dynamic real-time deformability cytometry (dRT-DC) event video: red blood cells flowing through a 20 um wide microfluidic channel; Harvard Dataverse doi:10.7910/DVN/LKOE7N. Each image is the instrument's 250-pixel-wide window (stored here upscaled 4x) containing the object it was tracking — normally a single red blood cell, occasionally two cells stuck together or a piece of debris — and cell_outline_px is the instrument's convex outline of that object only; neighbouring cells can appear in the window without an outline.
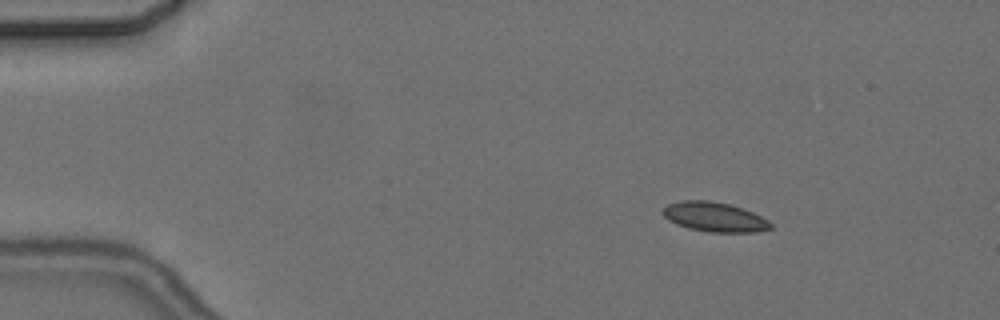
{"species": "common noctule bat (a hibernating species)", "species_latin": "Nyctalus noctula", "temperature_condition": "cold", "stored_images_in_passage": 5, "camera_frame_rate_fps": 3000, "um_per_image_px": 0.085, "animal": {"sex": "female", "body_mass_g": 24.6, "forearm_length_mm": 56.2}, "frame": {"image": 1, "passage_image": 1, "time_ms": 0.0, "image_size_px": [1000, 320], "cell_outline_px": [[772, 228], [756, 232], [708, 232], [688, 228], [676, 224], [668, 220], [660, 212], [668, 204], [680, 200], [708, 200], [728, 204], [752, 212], [768, 220], [772, 224]], "centroid_in_image_um": [60.69, 18.44], "position_along_channel_um": 24.3, "area_um2": 18.55}}
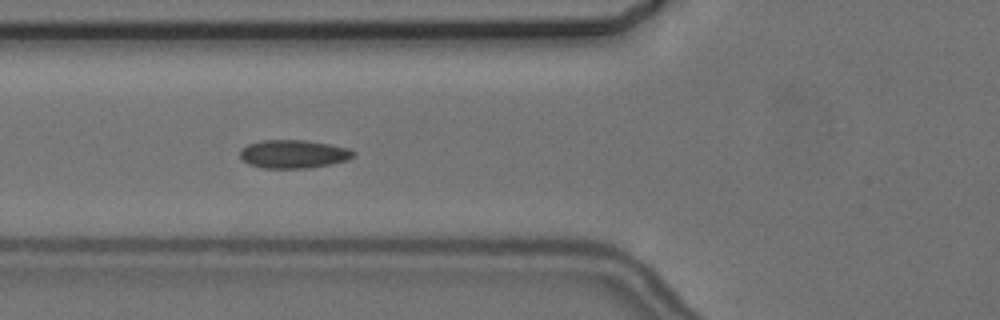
{"frame": {"image": 2, "passage_image": 4, "time_ms": 4.333, "image_size_px": [1000, 320], "cell_outline_px": [[356, 156], [348, 160], [332, 164], [308, 168], [260, 168], [248, 164], [240, 156], [240, 148], [248, 144], [264, 140], [304, 140], [328, 144], [348, 148], [356, 152]], "centroid_in_image_um": [24.96, 13.1], "position_along_channel_um": 100.8, "area_um2": 18.84}}
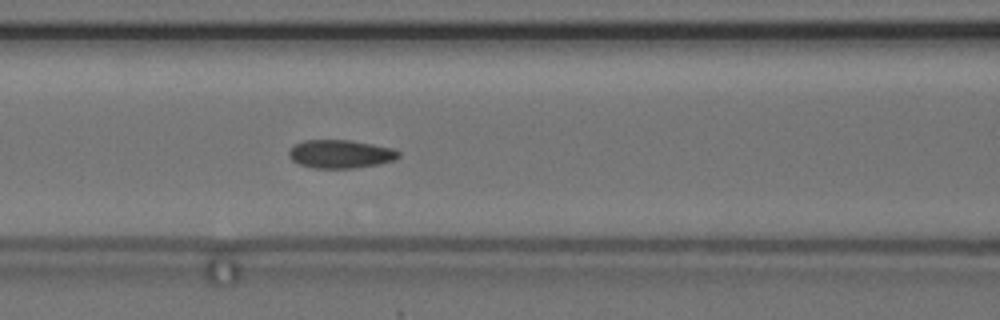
{"frame": {"image": 3, "passage_image": 5, "time_ms": 5.333, "image_size_px": [1000, 320], "cell_outline_px": [[400, 156], [392, 160], [380, 164], [352, 168], [312, 168], [300, 164], [292, 160], [288, 156], [288, 152], [296, 144], [304, 140], [348, 140], [372, 144], [392, 148], [400, 152]], "centroid_in_image_um": [28.93, 13.09], "position_along_channel_um": 137.7, "area_um2": 17.98}}